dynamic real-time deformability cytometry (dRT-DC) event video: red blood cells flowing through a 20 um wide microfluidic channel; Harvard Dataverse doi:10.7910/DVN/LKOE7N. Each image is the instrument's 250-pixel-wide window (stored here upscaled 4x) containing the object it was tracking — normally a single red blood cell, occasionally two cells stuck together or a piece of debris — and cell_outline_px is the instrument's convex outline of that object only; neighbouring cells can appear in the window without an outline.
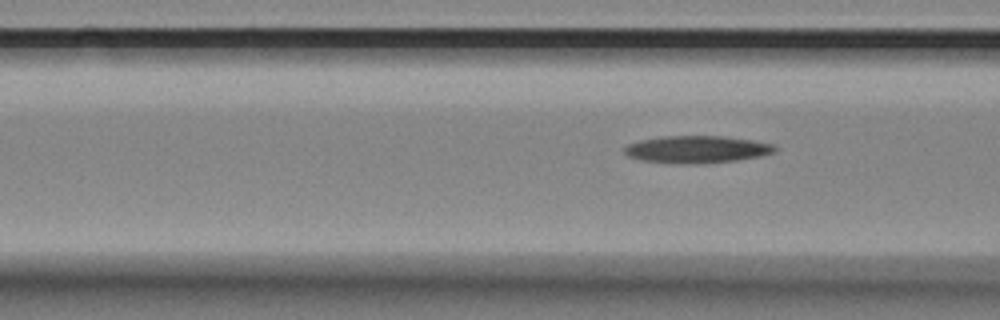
{"species": "Egyptian fruit bat (a non-hibernating species)", "species_latin": "Rousettus aegyptiacus", "temperature_condition": "room temperature", "stored_images_in_passage": 3, "segment_of_instrument_passage": [2, 2], "camera_frame_rate_fps": 3000, "um_per_image_px": 0.085, "animal": {"sex": "female"}, "frame": {"image": 1, "passage_image": 3, "time_ms": 0.667, "image_size_px": [1000, 320], "cell_outline_px": [[780, 148], [776, 152], [760, 156], [736, 160], [704, 164], [676, 164], [640, 160], [628, 156], [624, 152], [624, 148], [628, 144], [640, 140], [664, 136], [724, 136], [752, 140], [776, 144]], "centroid_in_image_um": [59.28, 12.7], "position_along_channel_um": 107.3, "area_um2": 24.28}}